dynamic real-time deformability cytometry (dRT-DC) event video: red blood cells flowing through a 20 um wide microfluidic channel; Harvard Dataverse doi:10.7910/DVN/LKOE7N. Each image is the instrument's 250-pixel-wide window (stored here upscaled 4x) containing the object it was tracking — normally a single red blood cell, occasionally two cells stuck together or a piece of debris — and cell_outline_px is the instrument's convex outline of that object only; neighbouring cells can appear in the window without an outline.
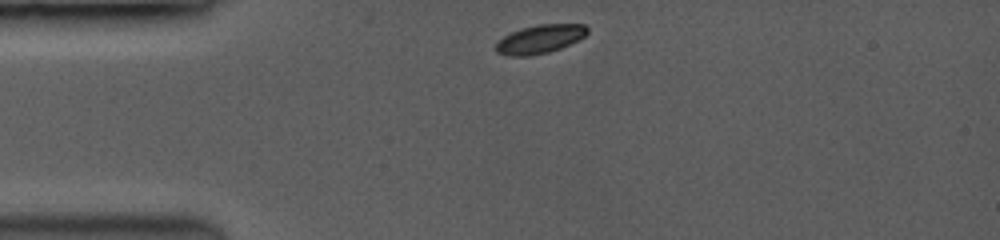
{"species": "common noctule bat (a hibernating species)", "species_latin": "Nyctalus noctula", "temperature_condition": "room temperature", "stored_images_in_passage": 10, "camera_frame_rate_fps": 3500, "um_per_image_px": 0.085, "animal": {"sex": "female", "body_mass_g": 19.0, "forearm_length_mm": 53.3}, "frame": {"image": 1, "passage_image": 1, "time_ms": 0.0, "image_size_px": [1000, 240], "cell_outline_px": [[588, 32], [584, 36], [560, 48], [548, 52], [528, 56], [508, 56], [496, 52], [496, 44], [504, 36], [520, 28], [536, 24], [584, 24], [588, 28]], "centroid_in_image_um": [45.87, 3.31], "position_along_channel_um": 39.1, "area_um2": 15.09}}
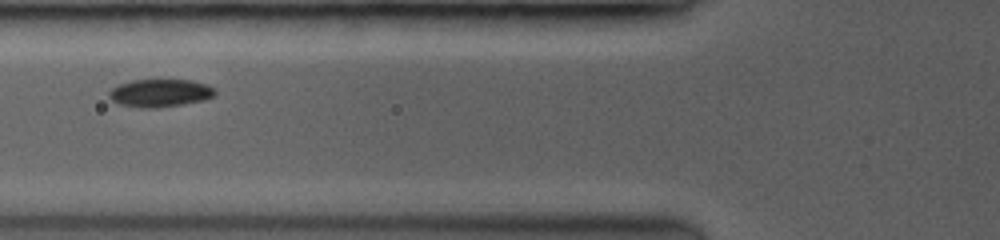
{"frame": {"image": 2, "passage_image": 7, "time_ms": 2.571, "image_size_px": [1000, 240], "cell_outline_px": [[216, 92], [212, 96], [200, 100], [180, 104], [120, 104], [112, 100], [108, 96], [108, 92], [112, 88], [120, 84], [132, 80], [192, 80], [204, 84], [212, 88]], "centroid_in_image_um": [13.59, 7.83], "position_along_channel_um": 112.2, "area_um2": 15.72}}
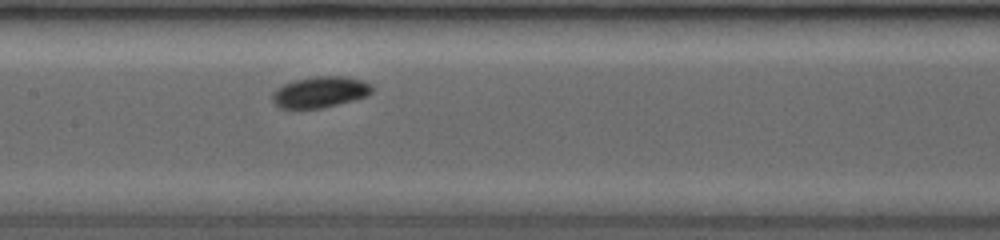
{"frame": {"image": 3, "passage_image": 10, "time_ms": 4.286, "image_size_px": [1000, 240], "cell_outline_px": [[372, 92], [364, 96], [336, 104], [320, 108], [280, 108], [272, 100], [272, 96], [276, 88], [284, 84], [296, 80], [316, 76], [344, 76], [364, 80], [372, 84]], "centroid_in_image_um": [27.2, 7.81], "position_along_channel_um": 180.2, "area_um2": 17.74}}